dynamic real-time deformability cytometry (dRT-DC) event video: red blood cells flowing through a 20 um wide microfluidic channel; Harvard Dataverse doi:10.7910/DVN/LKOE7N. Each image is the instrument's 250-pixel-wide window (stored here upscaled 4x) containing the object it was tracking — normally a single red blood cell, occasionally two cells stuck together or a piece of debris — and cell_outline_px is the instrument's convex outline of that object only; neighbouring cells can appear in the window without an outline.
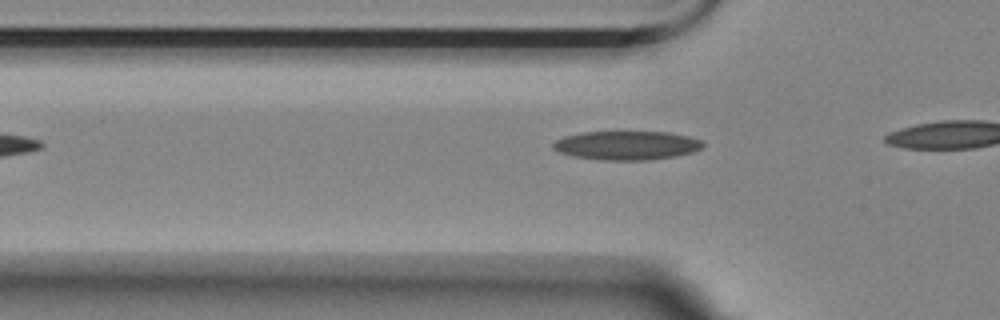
{"species": "Egyptian fruit bat (a non-hibernating species)", "species_latin": "Rousettus aegyptiacus", "temperature_condition": "room temperature", "stored_images_in_passage": 5, "camera_frame_rate_fps": 3000, "um_per_image_px": 0.085, "animal": {"sex": "female"}, "frame": {"image": 1, "passage_image": 3, "time_ms": 0.667, "image_size_px": [1000, 320], "cell_outline_px": [[704, 148], [692, 152], [676, 156], [648, 160], [600, 160], [572, 156], [560, 152], [552, 148], [552, 144], [556, 140], [564, 136], [584, 132], [668, 132], [688, 136], [700, 140], [704, 144]], "centroid_in_image_um": [53.27, 12.36], "position_along_channel_um": 72.5, "area_um2": 25.26}}